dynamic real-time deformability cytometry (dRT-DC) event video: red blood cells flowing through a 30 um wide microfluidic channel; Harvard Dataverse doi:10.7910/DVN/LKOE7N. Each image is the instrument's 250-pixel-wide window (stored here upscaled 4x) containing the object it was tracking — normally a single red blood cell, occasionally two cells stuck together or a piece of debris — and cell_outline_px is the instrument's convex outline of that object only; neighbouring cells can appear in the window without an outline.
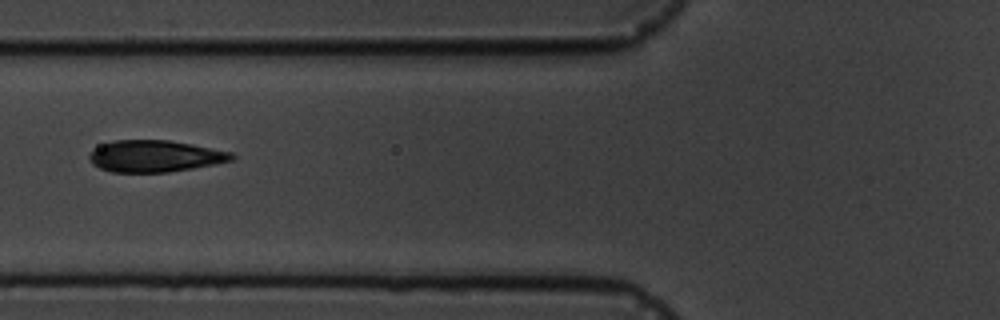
{"species": "common noctule bat (a hibernating species)", "species_latin": "Nyctalus noctula", "temperature_condition": "cold", "stored_images_in_passage": 8, "camera_frame_rate_fps": 3000, "um_per_image_px": 0.085, "animal": {"sex": "male", "body_mass_g": 19.5, "forearm_length_mm": 54.6}, "frame": {"image": 1, "passage_image": 3, "time_ms": 3.333, "image_size_px": [1000, 320], "cell_outline_px": [[236, 156], [232, 160], [216, 164], [168, 172], [112, 172], [100, 168], [92, 164], [88, 160], [88, 156], [96, 148], [104, 144], [116, 140], [168, 140], [192, 144], [232, 152]], "centroid_in_image_um": [13.18, 13.27], "position_along_channel_um": 112.6, "area_um2": 26.18}}
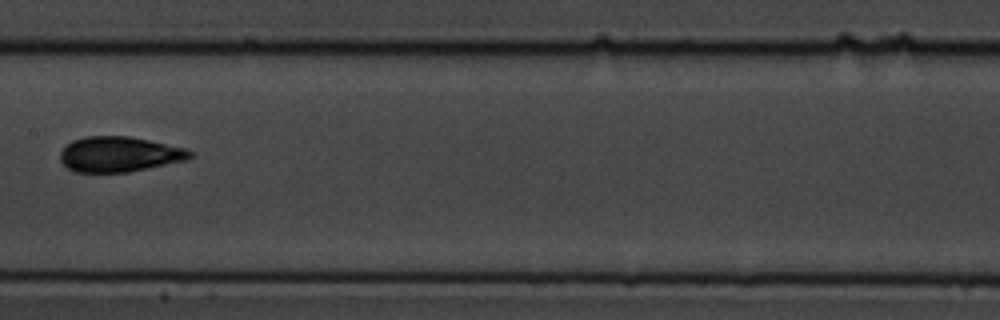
{"frame": {"image": 2, "passage_image": 5, "time_ms": 5.667, "image_size_px": [1000, 320], "cell_outline_px": [[192, 156], [188, 160], [128, 172], [72, 172], [60, 160], [60, 152], [72, 140], [84, 136], [128, 136], [188, 148], [192, 152]], "centroid_in_image_um": [10.15, 13.11], "position_along_channel_um": 197.3, "area_um2": 26.76}}
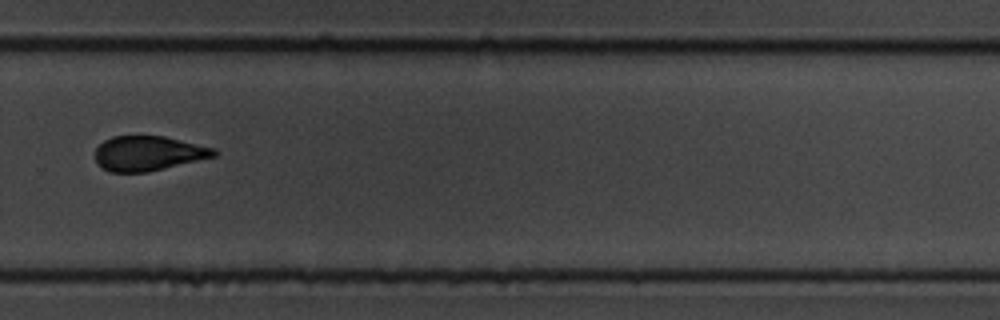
{"frame": {"image": 3, "passage_image": 8, "time_ms": 9.0, "image_size_px": [1000, 320], "cell_outline_px": [[216, 156], [148, 172], [112, 172], [96, 164], [96, 148], [104, 140], [112, 136], [164, 136], [216, 148]], "centroid_in_image_um": [12.6, 13.03], "position_along_channel_um": 317.2, "area_um2": 23.99}}